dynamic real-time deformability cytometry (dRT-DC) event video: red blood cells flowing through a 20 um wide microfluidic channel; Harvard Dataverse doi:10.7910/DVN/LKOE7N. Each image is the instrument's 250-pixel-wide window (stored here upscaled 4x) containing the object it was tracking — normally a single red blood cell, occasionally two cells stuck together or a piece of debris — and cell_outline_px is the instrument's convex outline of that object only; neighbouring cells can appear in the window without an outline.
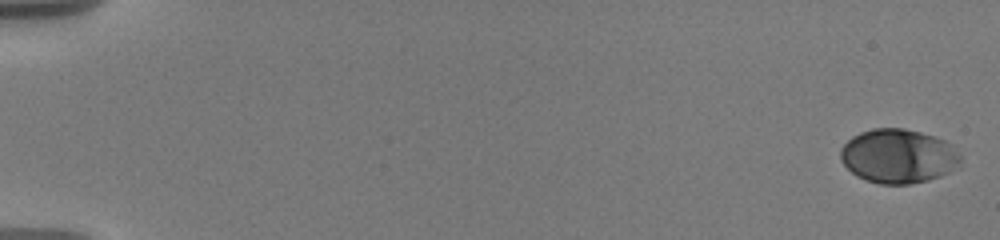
{"species": "human", "species_latin": "Homo sapiens", "temperature_condition": "warm", "stored_images_in_passage": 50, "camera_frame_rate_fps": 3000, "um_per_image_px": 0.085, "donor": {"sex": "male"}, "frame": {"image": 1, "passage_image": 1, "time_ms": 0.0, "image_size_px": [1000, 240], "cell_outline_px": [[960, 160], [948, 172], [940, 176], [928, 180], [908, 184], [880, 184], [856, 176], [840, 160], [840, 148], [852, 136], [860, 132], [872, 128], [904, 128], [936, 136], [952, 144], [960, 156]], "centroid_in_image_um": [76.32, 13.25], "position_along_channel_um": 8.7, "area_um2": 37.74}}
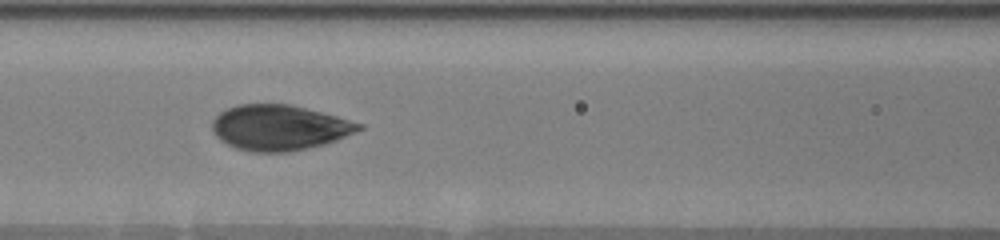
{"frame": {"image": 2, "passage_image": 24, "time_ms": 8.667, "image_size_px": [1000, 240], "cell_outline_px": [[364, 128], [356, 132], [336, 140], [324, 144], [308, 148], [288, 152], [252, 152], [236, 148], [220, 140], [212, 132], [212, 120], [220, 112], [228, 108], [240, 104], [288, 104], [336, 116], [364, 124]], "centroid_in_image_um": [23.73, 10.85], "position_along_channel_um": 142.9, "area_um2": 38.67}}
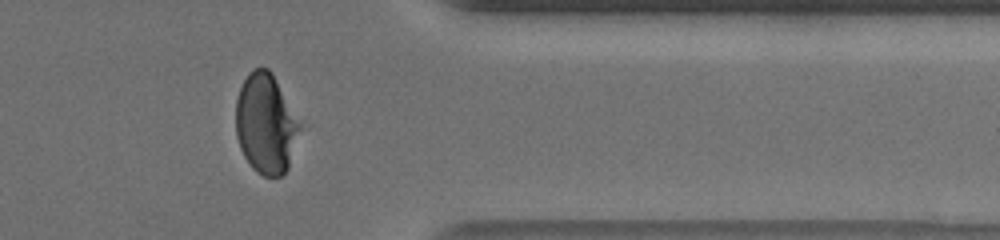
{"frame": {"image": 3, "passage_image": 41, "time_ms": 15.667, "image_size_px": [1000, 240], "cell_outline_px": [[300, 128], [288, 168], [280, 176], [264, 176], [256, 172], [252, 168], [244, 156], [240, 148], [236, 136], [236, 100], [240, 88], [248, 72], [252, 68], [268, 68], [272, 72], [300, 120]], "centroid_in_image_um": [22.58, 10.5], "position_along_channel_um": 388.8, "area_um2": 37.28}}